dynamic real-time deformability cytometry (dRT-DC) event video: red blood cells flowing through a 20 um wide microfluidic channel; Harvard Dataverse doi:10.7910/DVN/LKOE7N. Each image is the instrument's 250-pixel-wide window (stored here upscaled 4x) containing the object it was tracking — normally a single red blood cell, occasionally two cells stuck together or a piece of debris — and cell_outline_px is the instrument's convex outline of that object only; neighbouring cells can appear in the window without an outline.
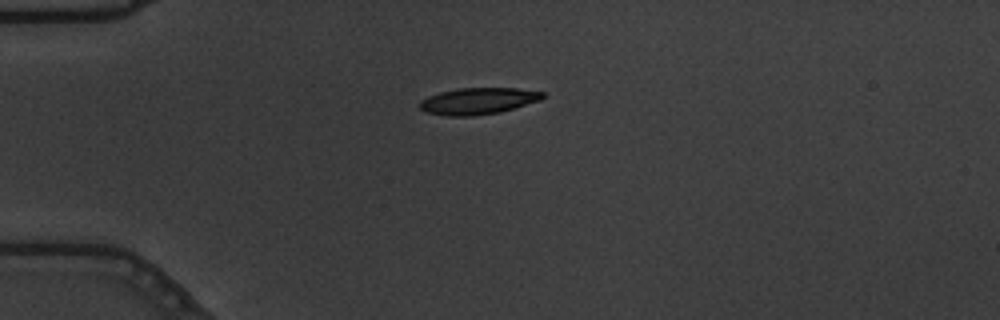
{"species": "common noctule bat (a hibernating species)", "species_latin": "Nyctalus noctula", "temperature_condition": "warm", "stored_images_in_passage": 43, "camera_frame_rate_fps": 3000, "um_per_image_px": 0.085, "animal": {"sex": "male", "body_mass_g": 19.5, "forearm_length_mm": 54.6}, "frame": {"image": 1, "passage_image": 2, "time_ms": 0.333, "image_size_px": [1000, 320], "cell_outline_px": [[544, 96], [540, 100], [500, 112], [472, 116], [448, 116], [428, 112], [420, 108], [420, 100], [428, 96], [440, 92], [456, 88], [516, 88], [544, 92]], "centroid_in_image_um": [40.63, 8.58], "position_along_channel_um": 44.4, "area_um2": 18.9}}
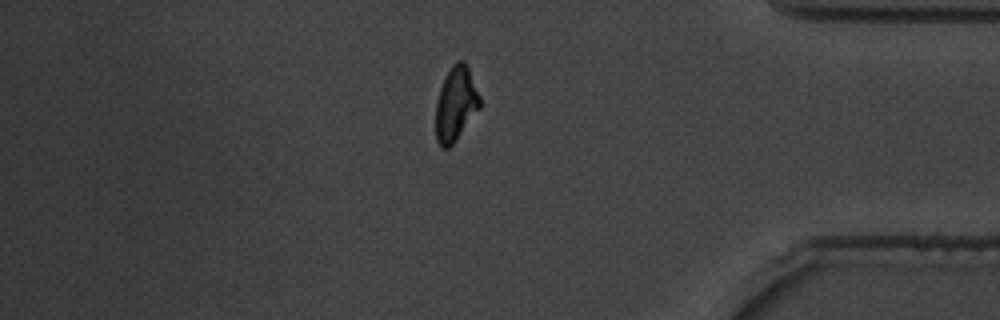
{"frame": {"image": 2, "passage_image": 35, "time_ms": 11.333, "image_size_px": [1000, 320], "cell_outline_px": [[480, 108], [456, 140], [448, 148], [440, 148], [436, 140], [436, 100], [444, 76], [452, 64], [456, 60], [464, 60], [468, 68], [480, 96]], "centroid_in_image_um": [38.72, 8.82], "position_along_channel_um": 396.5, "area_um2": 19.19}}
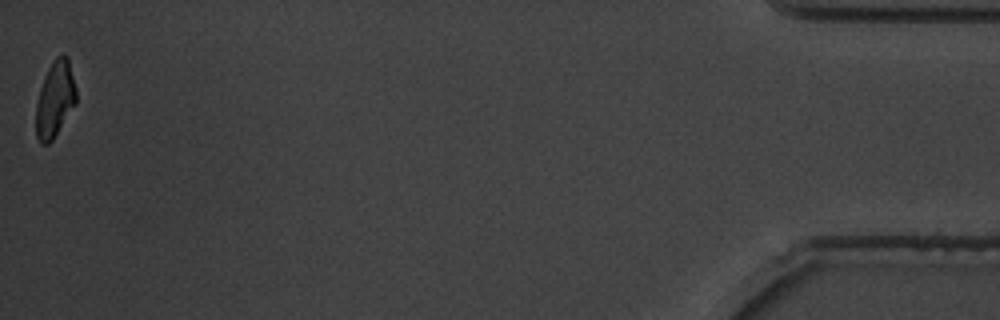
{"frame": {"image": 3, "passage_image": 43, "time_ms": 14.0, "image_size_px": [1000, 320], "cell_outline_px": [[76, 104], [52, 140], [48, 144], [40, 144], [36, 136], [36, 104], [40, 88], [44, 76], [52, 60], [56, 56], [64, 52], [68, 56], [76, 88]], "centroid_in_image_um": [4.68, 8.4], "position_along_channel_um": 430.5, "area_um2": 18.03}, "authors_computed_cell_mechanics": {"area_um2": 19.4208, "velocity_mm_per_s": 3.6704, "shape_relaxation_time_tau1_ms": 2.763, "shape_relaxation_time_tau2_ms": 4.0917, "deformation_change_tau1": 0.1494, "deformation_change_tau2": 0.115}}